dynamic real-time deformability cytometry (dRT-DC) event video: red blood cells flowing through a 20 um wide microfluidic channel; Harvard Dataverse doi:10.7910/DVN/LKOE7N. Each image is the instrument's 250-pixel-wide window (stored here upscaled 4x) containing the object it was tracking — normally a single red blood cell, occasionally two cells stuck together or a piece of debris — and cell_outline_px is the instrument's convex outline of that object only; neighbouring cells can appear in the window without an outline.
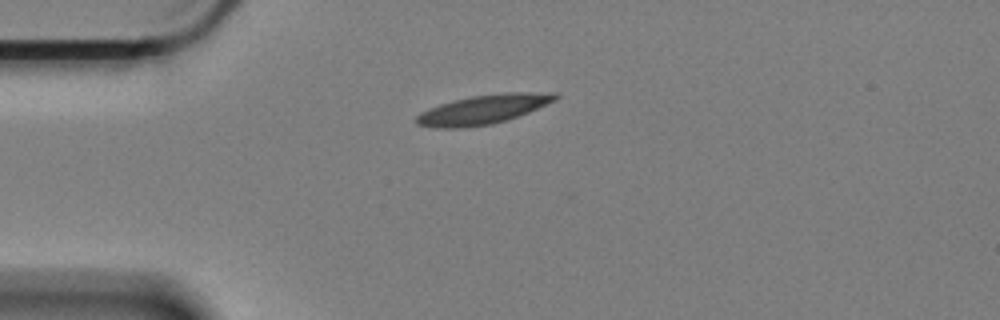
{"species": "Egyptian fruit bat (a non-hibernating species)", "species_latin": "Rousettus aegyptiacus", "temperature_condition": "cold", "stored_images_in_passage": 41, "camera_frame_rate_fps": 3000, "um_per_image_px": 0.085, "animal": {"sex": "female"}, "frame": {"image": 1, "passage_image": 1, "time_ms": 0.0, "image_size_px": [1000, 320], "cell_outline_px": [[560, 96], [556, 100], [528, 112], [492, 124], [456, 128], [436, 128], [416, 124], [416, 116], [420, 112], [428, 108], [440, 104], [472, 96], [504, 92], [556, 92]], "centroid_in_image_um": [41.08, 9.29], "position_along_channel_um": 43.9, "area_um2": 23.47}}
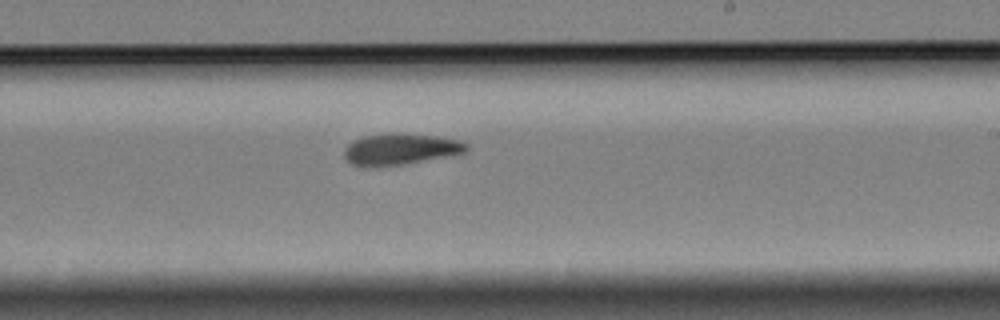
{"frame": {"image": 2, "passage_image": 22, "time_ms": 7.0, "image_size_px": [1000, 320], "cell_outline_px": [[468, 148], [464, 152], [448, 156], [404, 164], [376, 168], [364, 168], [352, 164], [344, 156], [344, 148], [352, 140], [364, 136], [392, 132], [396, 132], [436, 136], [460, 140], [468, 144]], "centroid_in_image_um": [33.98, 12.68], "position_along_channel_um": 255.0, "area_um2": 22.72}}
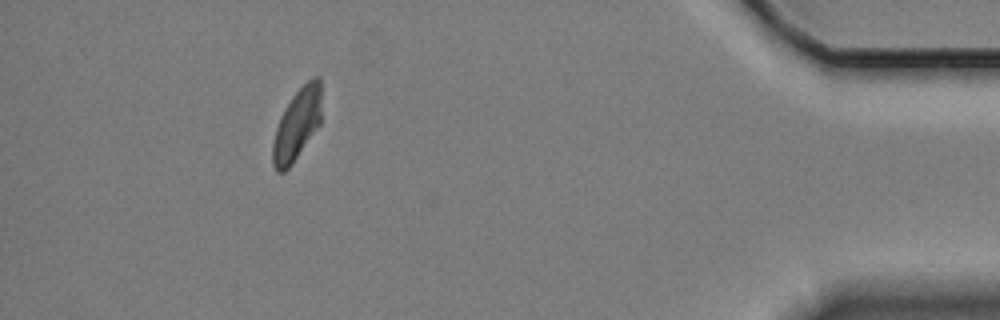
{"frame": {"image": 3, "passage_image": 41, "time_ms": 13.333, "image_size_px": [1000, 320], "cell_outline_px": [[320, 124], [292, 164], [284, 172], [276, 172], [272, 164], [272, 144], [276, 128], [280, 116], [284, 108], [292, 96], [312, 76], [320, 76]], "centroid_in_image_um": [25.22, 10.59], "position_along_channel_um": 410.0, "area_um2": 20.23}, "authors_computed_cell_mechanics": {"area_um2": 22.253, "velocity_mm_per_s": 3.3049, "shape_relaxation_time_tau1_ms": null, "shape_relaxation_time_tau2_ms": 4.4631, "deformation_change_tau1": null, "deformation_change_tau2": 0.0871}}